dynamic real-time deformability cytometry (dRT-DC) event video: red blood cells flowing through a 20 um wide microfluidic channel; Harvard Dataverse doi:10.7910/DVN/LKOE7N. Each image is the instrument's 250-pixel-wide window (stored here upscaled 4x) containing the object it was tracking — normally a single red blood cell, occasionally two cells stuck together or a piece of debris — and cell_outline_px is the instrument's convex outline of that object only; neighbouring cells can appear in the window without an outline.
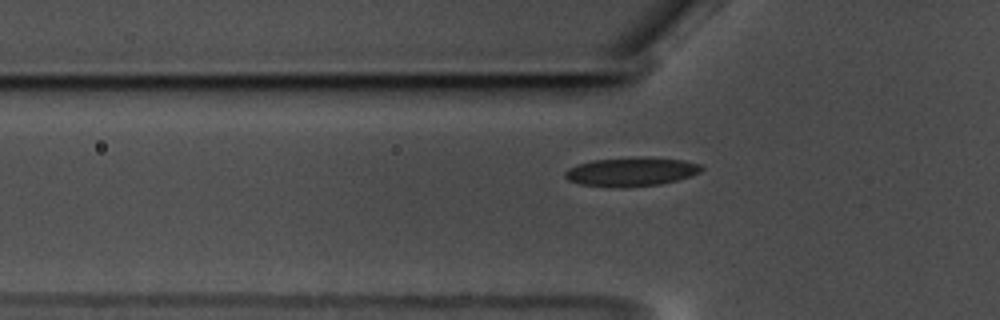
{"species": "common noctule bat (a hibernating species)", "species_latin": "Nyctalus noctula", "temperature_condition": "warm", "stored_images_in_passage": 44, "camera_frame_rate_fps": 3000, "um_per_image_px": 0.085, "animal": {"sex": "male", "body_mass_g": 17.5, "forearm_length_mm": 52.3}, "frame": {"image": 1, "passage_image": 5, "time_ms": 1.333, "image_size_px": [1000, 320], "cell_outline_px": [[704, 168], [700, 172], [692, 176], [660, 184], [624, 188], [612, 188], [580, 184], [568, 180], [564, 176], [564, 172], [568, 168], [592, 160], [640, 156], [648, 156], [684, 160], [700, 164]], "centroid_in_image_um": [53.67, 14.59], "position_along_channel_um": 72.1, "area_um2": 23.41}}
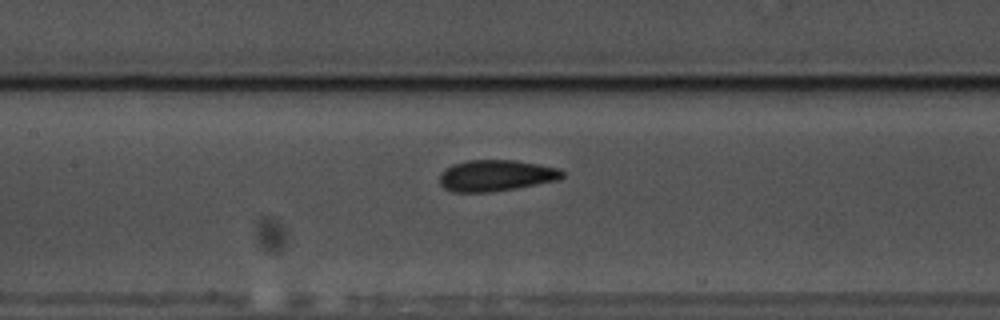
{"frame": {"image": 2, "passage_image": 13, "time_ms": 4.0, "image_size_px": [1000, 320], "cell_outline_px": [[564, 176], [560, 180], [516, 188], [488, 192], [452, 192], [444, 188], [440, 184], [440, 172], [444, 168], [452, 164], [468, 160], [516, 160], [560, 168], [564, 172]], "centroid_in_image_um": [42.16, 14.91], "position_along_channel_um": 165.2, "area_um2": 22.6}}
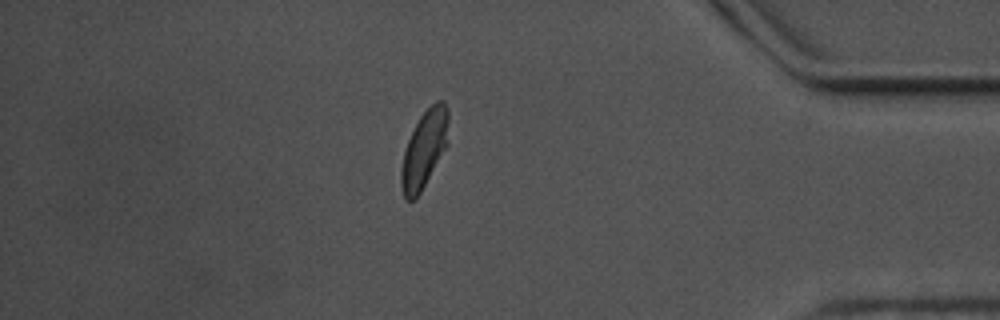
{"frame": {"image": 3, "passage_image": 36, "time_ms": 11.667, "image_size_px": [1000, 320], "cell_outline_px": [[448, 144], [416, 200], [404, 200], [400, 184], [400, 168], [404, 152], [408, 140], [420, 116], [436, 100], [444, 100], [448, 112]], "centroid_in_image_um": [36.05, 12.72], "position_along_channel_um": 399.2, "area_um2": 21.39}}